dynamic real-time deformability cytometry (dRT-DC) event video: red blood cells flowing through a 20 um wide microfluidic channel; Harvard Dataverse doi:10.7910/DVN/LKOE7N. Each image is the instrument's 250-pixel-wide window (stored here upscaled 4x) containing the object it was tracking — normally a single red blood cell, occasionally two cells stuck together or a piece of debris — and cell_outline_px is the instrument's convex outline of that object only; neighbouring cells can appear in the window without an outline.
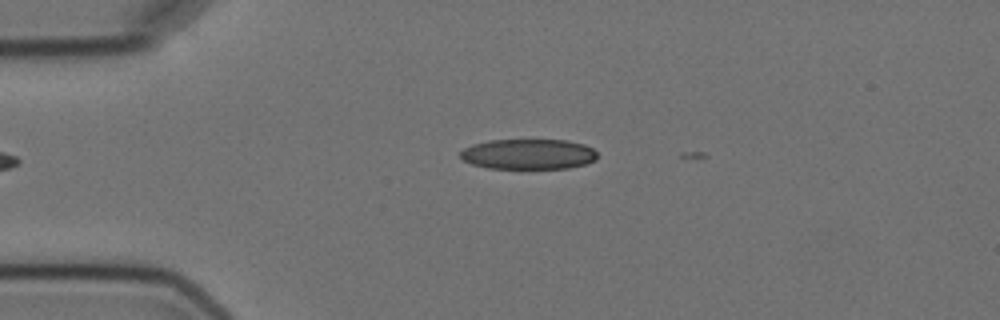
{"species": "Egyptian fruit bat (a non-hibernating species)", "species_latin": "Rousettus aegyptiacus", "temperature_condition": "cold", "stored_images_in_passage": 3, "camera_frame_rate_fps": 3000, "um_per_image_px": 0.085, "animal": {"sex": "female"}, "frame": {"image": 1, "passage_image": 2, "time_ms": 1.333, "image_size_px": [1000, 320], "cell_outline_px": [[596, 160], [584, 164], [568, 168], [488, 168], [472, 164], [464, 160], [460, 156], [460, 152], [464, 148], [472, 144], [488, 140], [568, 140], [584, 144], [592, 148], [596, 152]], "centroid_in_image_um": [44.91, 13.09], "position_along_channel_um": 40.1, "area_um2": 24.16}}